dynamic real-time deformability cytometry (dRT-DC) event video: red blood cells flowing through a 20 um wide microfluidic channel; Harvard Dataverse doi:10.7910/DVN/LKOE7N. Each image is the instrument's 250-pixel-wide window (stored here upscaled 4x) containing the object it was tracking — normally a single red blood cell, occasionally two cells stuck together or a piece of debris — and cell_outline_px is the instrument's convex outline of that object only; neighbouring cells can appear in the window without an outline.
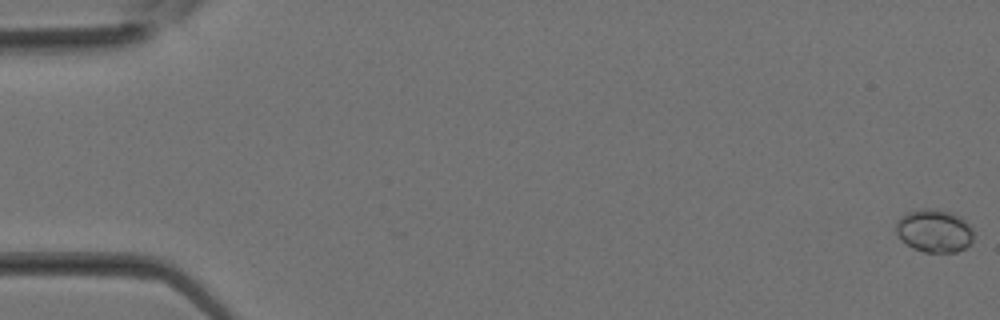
{"species": "Egyptian fruit bat (a non-hibernating species)", "species_latin": "Rousettus aegyptiacus", "temperature_condition": "room temperature", "stored_images_in_passage": 33, "camera_frame_rate_fps": 3000, "um_per_image_px": 0.085, "animal": {"sex": "female"}, "frame": {"image": 1, "passage_image": 1, "time_ms": 0.0, "image_size_px": [1000, 320], "cell_outline_px": [[976, 232], [972, 240], [964, 248], [956, 252], [924, 252], [912, 248], [900, 240], [896, 236], [896, 220], [908, 212], [924, 208], [936, 208], [952, 212], [960, 216]], "centroid_in_image_um": [79.4, 19.61], "position_along_channel_um": 5.6, "area_um2": 19.77}}
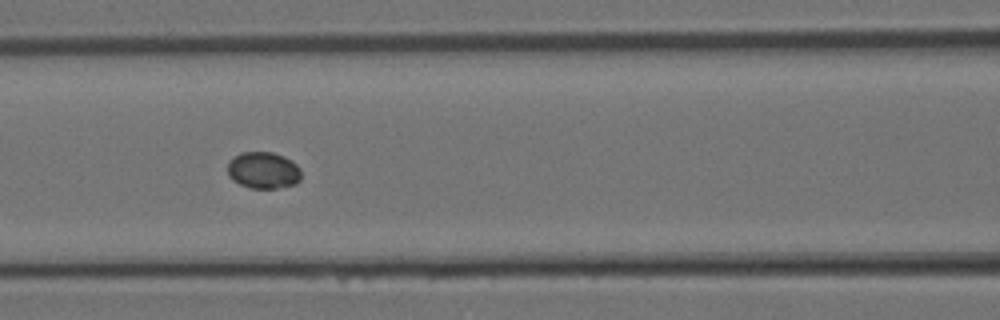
{"frame": {"image": 2, "passage_image": 15, "time_ms": 4.667, "image_size_px": [1000, 320], "cell_outline_px": [[300, 180], [296, 184], [276, 188], [252, 188], [240, 184], [232, 180], [228, 176], [228, 160], [240, 152], [272, 152], [284, 156], [292, 160], [300, 168]], "centroid_in_image_um": [22.37, 14.46], "position_along_channel_um": 144.2, "area_um2": 15.9}}
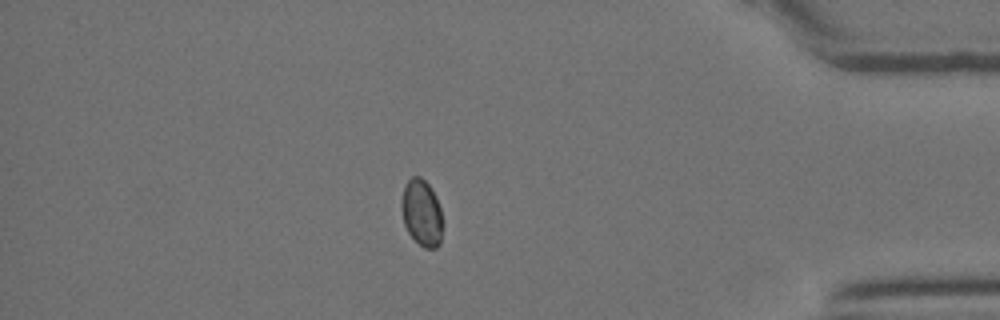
{"frame": {"image": 3, "passage_image": 29, "time_ms": 9.333, "image_size_px": [1000, 320], "cell_outline_px": [[440, 244], [436, 248], [424, 248], [408, 232], [404, 224], [400, 204], [404, 184], [412, 176], [420, 176], [432, 188], [436, 196], [440, 208]], "centroid_in_image_um": [35.8, 18.04], "position_along_channel_um": 399.4, "area_um2": 15.78}}